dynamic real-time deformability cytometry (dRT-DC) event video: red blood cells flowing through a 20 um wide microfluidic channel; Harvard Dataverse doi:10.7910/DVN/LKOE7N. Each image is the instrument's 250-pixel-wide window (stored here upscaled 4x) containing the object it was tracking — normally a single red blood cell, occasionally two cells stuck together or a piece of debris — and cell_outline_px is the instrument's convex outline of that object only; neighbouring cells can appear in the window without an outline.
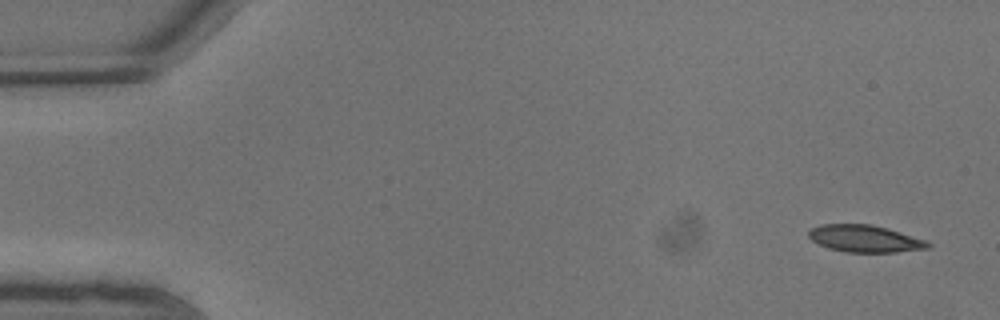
{"species": "common noctule bat (a hibernating species)", "species_latin": "Nyctalus noctula", "temperature_condition": "warm", "stored_images_in_passage": 6, "camera_frame_rate_fps": 3000, "um_per_image_px": 0.085, "animal": {"sex": "male", "body_mass_g": 13.3}, "frame": {"image": 1, "passage_image": 1, "time_ms": 0.0, "image_size_px": [1000, 320], "cell_outline_px": [[932, 244], [928, 248], [896, 252], [844, 252], [828, 248], [812, 240], [808, 236], [808, 232], [812, 228], [820, 224], [872, 224], [928, 240]], "centroid_in_image_um": [73.53, 20.28], "position_along_channel_um": 11.5, "area_um2": 18.84}}
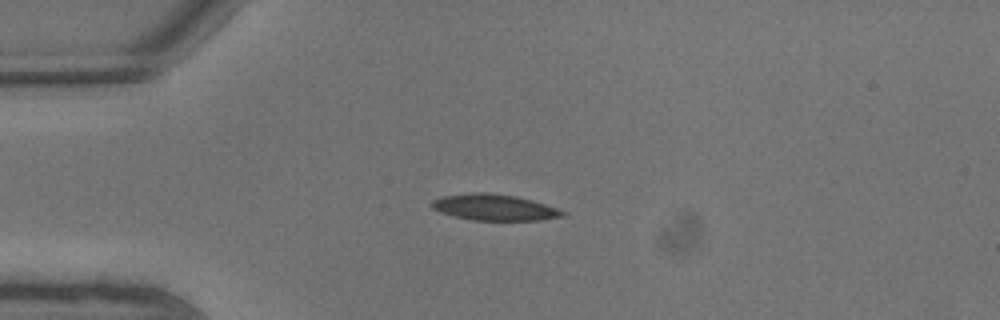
{"frame": {"image": 2, "passage_image": 5, "time_ms": 1.333, "image_size_px": [1000, 320], "cell_outline_px": [[568, 212], [564, 216], [540, 220], [472, 220], [440, 212], [432, 208], [432, 200], [440, 196], [472, 192], [484, 192], [516, 196], [532, 200]], "centroid_in_image_um": [42.01, 17.62], "position_along_channel_um": 43.0, "area_um2": 19.88}}